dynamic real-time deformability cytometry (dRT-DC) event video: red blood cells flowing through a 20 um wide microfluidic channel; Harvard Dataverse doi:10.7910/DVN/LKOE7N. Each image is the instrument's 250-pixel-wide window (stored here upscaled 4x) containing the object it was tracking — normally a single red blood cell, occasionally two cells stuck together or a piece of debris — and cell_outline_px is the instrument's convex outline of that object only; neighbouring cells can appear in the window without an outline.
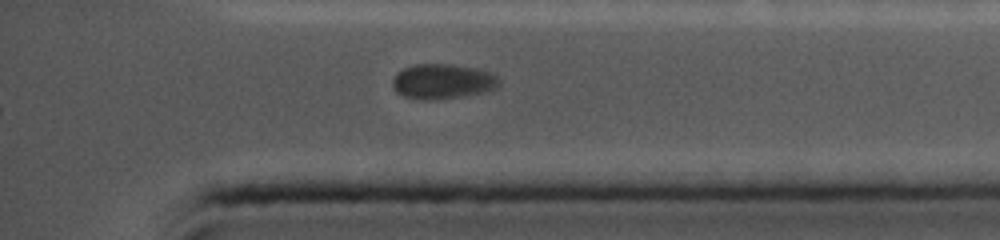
{"species": "common noctule bat (a hibernating species)", "species_latin": "Nyctalus noctula", "temperature_condition": "cold", "stored_images_in_passage": 58, "camera_frame_rate_fps": 5000, "um_per_image_px": 0.085, "animal": {"sex": "female", "body_mass_g": 19.0, "forearm_length_mm": 56.7}, "frame": {"image": 1, "passage_image": 58, "time_ms": 11.4, "image_size_px": [1000, 240], "cell_outline_px": [[500, 84], [496, 88], [484, 92], [460, 96], [428, 100], [424, 100], [404, 96], [396, 92], [392, 84], [392, 80], [396, 72], [412, 64], [452, 64], [476, 68], [492, 72], [500, 80]], "centroid_in_image_um": [37.61, 6.9], "position_along_channel_um": 397.6, "area_um2": 21.79}}